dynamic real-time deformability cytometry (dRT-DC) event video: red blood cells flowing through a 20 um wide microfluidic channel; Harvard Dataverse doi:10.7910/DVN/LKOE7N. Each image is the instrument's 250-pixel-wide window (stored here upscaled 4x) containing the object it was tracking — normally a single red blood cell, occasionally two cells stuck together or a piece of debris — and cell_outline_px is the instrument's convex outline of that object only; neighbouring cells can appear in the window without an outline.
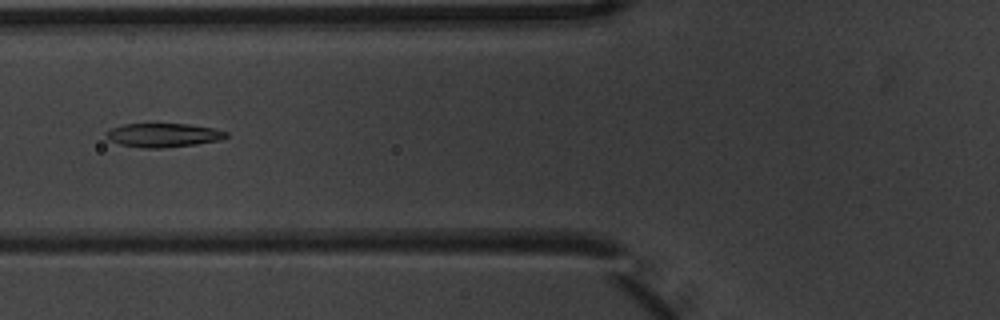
{"species": "common noctule bat (a hibernating species)", "species_latin": "Nyctalus noctula", "temperature_condition": "warm", "stored_images_in_passage": 10, "camera_frame_rate_fps": 3000, "um_per_image_px": 0.085, "animal": {"sex": "male", "body_mass_g": 20.1, "forearm_length_mm": 53.5}, "frame": {"image": 1, "passage_image": 7, "time_ms": 2.0, "image_size_px": [1000, 320], "cell_outline_px": [[228, 136], [220, 140], [196, 144], [160, 148], [144, 148], [120, 144], [108, 140], [108, 128], [124, 124], [188, 124], [212, 128], [228, 132]], "centroid_in_image_um": [13.88, 11.48], "position_along_channel_um": 111.9, "area_um2": 16.53}}
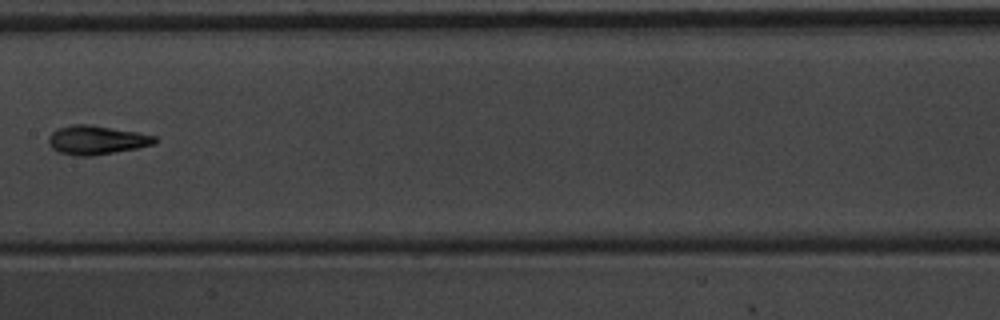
{"frame": {"image": 2, "passage_image": 9, "time_ms": 2.667, "image_size_px": [1000, 320], "cell_outline_px": [[156, 144], [136, 148], [92, 156], [76, 156], [60, 152], [52, 148], [48, 144], [48, 136], [52, 132], [60, 128], [72, 124], [88, 124], [136, 132], [156, 136]], "centroid_in_image_um": [8.19, 11.9], "position_along_channel_um": 199.2, "area_um2": 17.74}}
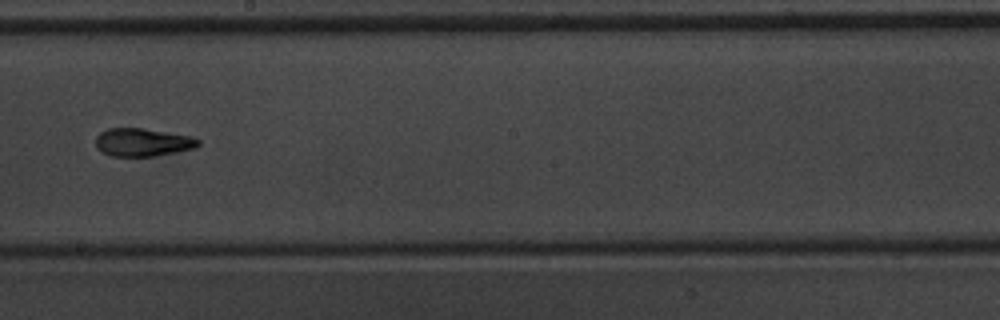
{"frame": {"image": 3, "passage_image": 10, "time_ms": 3.0, "image_size_px": [1000, 320], "cell_outline_px": [[200, 144], [196, 148], [176, 152], [152, 156], [112, 156], [100, 152], [96, 148], [96, 136], [100, 132], [108, 128], [144, 128], [192, 136], [200, 140]], "centroid_in_image_um": [12.12, 12.09], "position_along_channel_um": 236.1, "area_um2": 16.94}}